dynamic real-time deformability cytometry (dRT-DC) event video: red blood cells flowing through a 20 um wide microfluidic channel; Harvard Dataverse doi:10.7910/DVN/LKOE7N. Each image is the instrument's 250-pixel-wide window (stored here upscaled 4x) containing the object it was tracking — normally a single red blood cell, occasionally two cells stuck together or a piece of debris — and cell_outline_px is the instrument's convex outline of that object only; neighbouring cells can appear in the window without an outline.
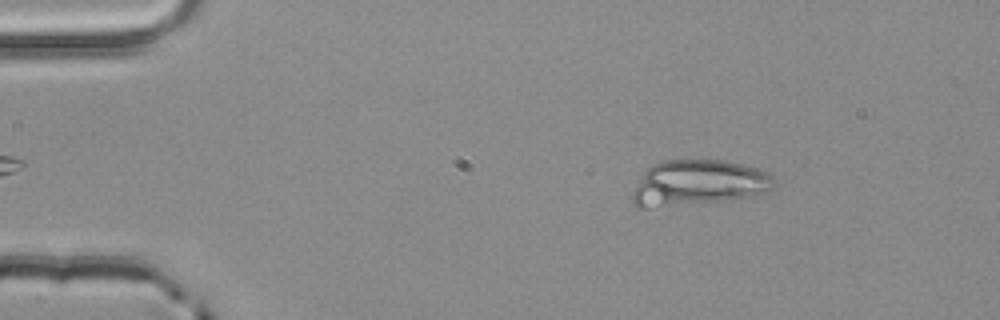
{"species": "common noctule bat (a hibernating species)", "species_latin": "Nyctalus noctula", "temperature_condition": "room temperature", "stored_images_in_passage": 3, "camera_frame_rate_fps": 3000, "um_per_image_px": 0.085, "animal": {"sex": "male", "body_mass_g": 20.4}, "frame": {"image": 1, "passage_image": 1, "time_ms": 0.0, "image_size_px": [1000, 320], "cell_outline_px": [[772, 188], [764, 192], [752, 196], [732, 200], [648, 208], [636, 208], [632, 200], [632, 192], [644, 172], [652, 164], [664, 160], [724, 160], [760, 168], [768, 172], [772, 176]], "centroid_in_image_um": [59.34, 15.55], "position_along_channel_um": 25.7, "area_um2": 37.74}}